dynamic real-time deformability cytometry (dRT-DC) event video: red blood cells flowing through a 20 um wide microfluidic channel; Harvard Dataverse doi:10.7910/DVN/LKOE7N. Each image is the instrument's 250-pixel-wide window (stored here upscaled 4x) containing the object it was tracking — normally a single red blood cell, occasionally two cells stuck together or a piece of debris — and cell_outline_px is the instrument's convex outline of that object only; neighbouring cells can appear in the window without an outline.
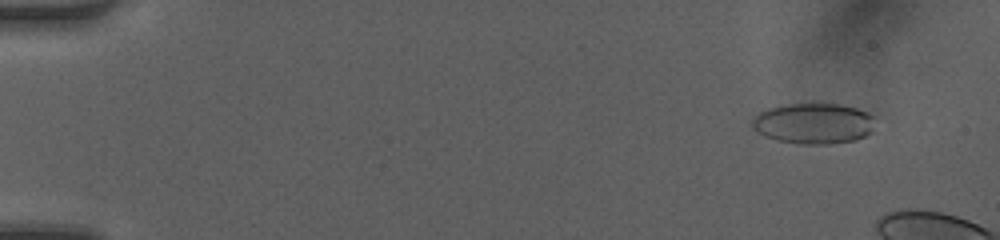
{"species": "human", "species_latin": "Homo sapiens", "temperature_condition": "room temperature", "stored_images_in_passage": 13, "camera_frame_rate_fps": 3000, "um_per_image_px": 0.085, "donor": {"sex": "female"}, "frame": {"image": 1, "passage_image": 4, "time_ms": 1.0, "image_size_px": [1000, 240], "cell_outline_px": [[876, 116], [872, 132], [856, 140], [828, 144], [804, 144], [776, 140], [764, 136], [756, 132], [752, 128], [752, 120], [760, 112], [768, 108], [788, 104], [840, 104], [856, 108], [868, 112]], "centroid_in_image_um": [69.18, 10.5], "position_along_channel_um": 15.8, "area_um2": 29.36}}